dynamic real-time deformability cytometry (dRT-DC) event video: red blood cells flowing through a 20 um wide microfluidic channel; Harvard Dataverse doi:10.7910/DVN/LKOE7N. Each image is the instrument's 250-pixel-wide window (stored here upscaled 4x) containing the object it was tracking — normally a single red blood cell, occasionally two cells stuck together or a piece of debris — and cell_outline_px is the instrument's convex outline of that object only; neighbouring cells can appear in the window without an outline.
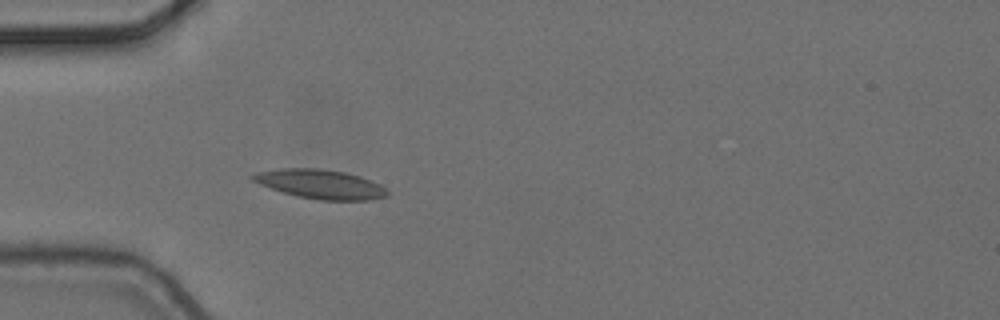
{"species": "common noctule bat (a hibernating species)", "species_latin": "Nyctalus noctula", "temperature_condition": "cold", "stored_images_in_passage": 5, "camera_frame_rate_fps": 3000, "um_per_image_px": 0.085, "animal": {"sex": "female", "body_mass_g": 24.6, "forearm_length_mm": 56.2}, "frame": {"image": 1, "passage_image": 5, "time_ms": 1.333, "image_size_px": [1000, 320], "cell_outline_px": [[388, 196], [368, 200], [320, 200], [300, 196], [284, 192], [260, 184], [252, 180], [248, 176], [260, 172], [280, 168], [320, 168], [344, 172], [360, 176], [380, 184], [388, 192]], "centroid_in_image_um": [27.25, 15.64], "position_along_channel_um": 57.7, "area_um2": 22.6}}